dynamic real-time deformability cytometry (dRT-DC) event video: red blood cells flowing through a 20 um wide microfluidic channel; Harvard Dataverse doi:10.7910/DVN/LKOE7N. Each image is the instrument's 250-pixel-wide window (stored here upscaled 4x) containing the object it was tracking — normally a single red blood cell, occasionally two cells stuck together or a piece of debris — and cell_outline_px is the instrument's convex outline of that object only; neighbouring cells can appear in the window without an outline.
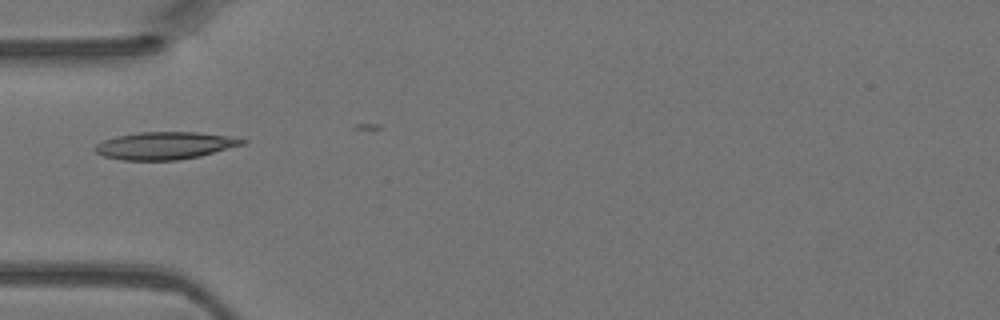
{"species": "Egyptian fruit bat (a non-hibernating species)", "species_latin": "Rousettus aegyptiacus", "temperature_condition": "warm", "stored_images_in_passage": 2, "camera_frame_rate_fps": 3000, "um_per_image_px": 0.085, "animal": {"sex": "female"}, "frame": {"image": 1, "passage_image": 2, "time_ms": 0.333, "image_size_px": [1000, 320], "cell_outline_px": [[248, 140], [244, 144], [200, 156], [176, 160], [124, 160], [104, 156], [96, 152], [92, 148], [96, 144], [104, 140], [116, 136], [140, 132], [200, 132], [232, 136]], "centroid_in_image_um": [14.03, 12.37], "position_along_channel_um": 71.0, "area_um2": 23.58}}